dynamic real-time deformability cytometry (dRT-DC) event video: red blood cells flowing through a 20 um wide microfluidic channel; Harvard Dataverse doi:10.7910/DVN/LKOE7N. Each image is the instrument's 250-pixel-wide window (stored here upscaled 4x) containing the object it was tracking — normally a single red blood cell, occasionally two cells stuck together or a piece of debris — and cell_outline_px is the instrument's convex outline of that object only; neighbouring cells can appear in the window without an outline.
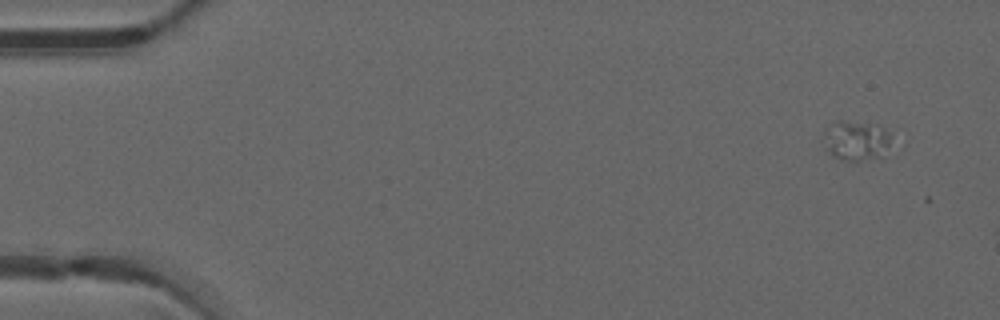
{"species": "common noctule bat (a hibernating species)", "species_latin": "Nyctalus noctula", "temperature_condition": "warm", "stored_images_in_passage": 5, "camera_frame_rate_fps": 3000, "um_per_image_px": 0.085, "animal": {"sex": "male", "forearm_length_mm": 52.5}, "frame": {"image": 1, "passage_image": 1, "time_ms": 0.0, "image_size_px": [1000, 320], "cell_outline_px": [[896, 144], [876, 156], [860, 160], [840, 160], [832, 156], [824, 148], [824, 132], [836, 120], [844, 120], [880, 128], [892, 132]], "centroid_in_image_um": [72.79, 11.96], "position_along_channel_um": 12.2, "area_um2": 15.61}}